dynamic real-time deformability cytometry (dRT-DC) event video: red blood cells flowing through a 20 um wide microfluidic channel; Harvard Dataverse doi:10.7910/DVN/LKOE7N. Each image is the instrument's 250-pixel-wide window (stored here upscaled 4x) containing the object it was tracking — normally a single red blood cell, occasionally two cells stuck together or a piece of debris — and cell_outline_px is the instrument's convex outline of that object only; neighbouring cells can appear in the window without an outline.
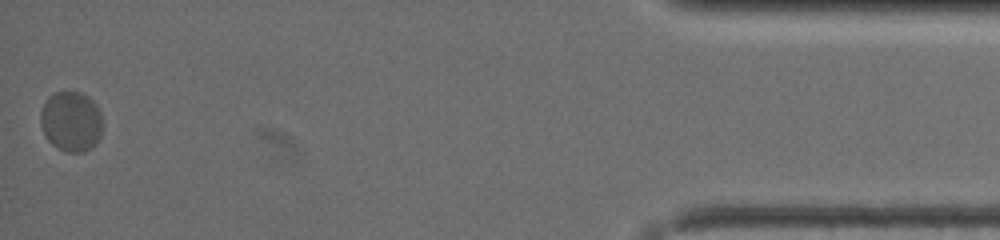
{"species": "common noctule bat (a hibernating species)", "species_latin": "Nyctalus noctula", "temperature_condition": "warm", "stored_images_in_passage": 66, "segment_of_instrument_passage": [2, 2], "camera_frame_rate_fps": 3000, "um_per_image_px": 0.085, "animal": {"sex": "female", "body_mass_g": 19.5, "forearm_length_mm": 54.1}, "frame": {"image": 1, "passage_image": 66, "time_ms": 21.667, "image_size_px": [1000, 240], "cell_outline_px": [[104, 124], [100, 136], [92, 148], [84, 152], [68, 152], [52, 144], [48, 140], [40, 124], [40, 112], [48, 96], [56, 92], [80, 92], [88, 96], [96, 104], [100, 112]], "centroid_in_image_um": [6.07, 10.31], "position_along_channel_um": 429.1, "area_um2": 21.91}}